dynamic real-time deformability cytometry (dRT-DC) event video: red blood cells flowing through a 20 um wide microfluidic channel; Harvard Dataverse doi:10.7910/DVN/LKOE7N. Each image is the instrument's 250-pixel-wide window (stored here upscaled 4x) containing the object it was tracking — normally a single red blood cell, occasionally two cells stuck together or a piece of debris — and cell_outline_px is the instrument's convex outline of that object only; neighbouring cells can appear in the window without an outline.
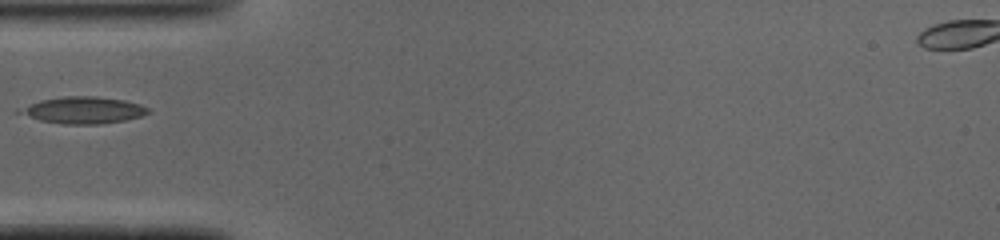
{"species": "common noctule bat (a hibernating species)", "species_latin": "Nyctalus noctula", "temperature_condition": "cold", "stored_images_in_passage": 32, "camera_frame_rate_fps": 3000, "um_per_image_px": 0.085, "animal": {"sex": "male", "body_mass_g": 19.0, "forearm_length_mm": 50.8}, "frame": {"image": 1, "passage_image": 1, "time_ms": 0.0, "image_size_px": [1000, 240], "cell_outline_px": [[152, 112], [140, 116], [124, 120], [100, 124], [64, 124], [40, 120], [16, 112], [16, 108], [40, 100], [64, 96], [96, 96], [124, 100], [140, 104], [148, 108]], "centroid_in_image_um": [7.05, 9.35], "position_along_channel_um": 77.9, "area_um2": 20.06}}
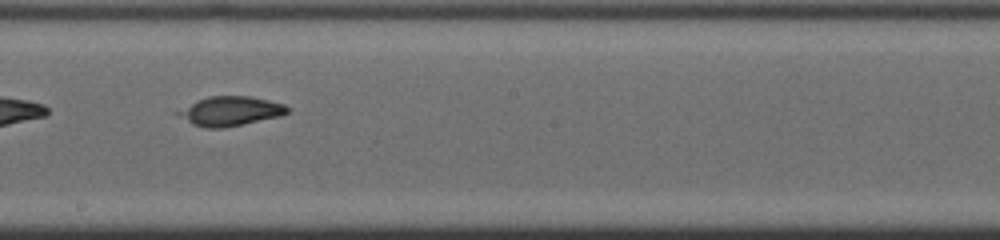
{"frame": {"image": 2, "passage_image": 12, "time_ms": 3.667, "image_size_px": [1000, 240], "cell_outline_px": [[292, 112], [280, 116], [244, 124], [224, 128], [204, 128], [192, 124], [176, 112], [208, 96], [248, 96], [268, 100], [284, 104], [292, 108]], "centroid_in_image_um": [19.69, 9.45], "position_along_channel_um": 228.5, "area_um2": 18.5}}
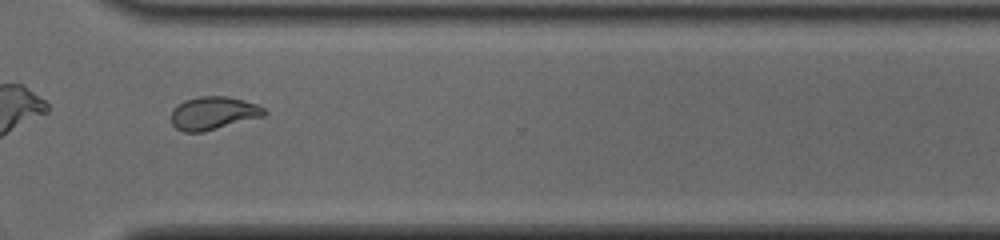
{"frame": {"image": 3, "passage_image": 21, "time_ms": 6.667, "image_size_px": [1000, 240], "cell_outline_px": [[268, 112], [264, 116], [204, 132], [184, 132], [176, 128], [172, 124], [172, 108], [176, 104], [184, 100], [200, 96], [228, 96], [244, 100], [256, 104], [264, 108]], "centroid_in_image_um": [18.13, 9.61], "position_along_channel_um": 352.5, "area_um2": 18.09}}